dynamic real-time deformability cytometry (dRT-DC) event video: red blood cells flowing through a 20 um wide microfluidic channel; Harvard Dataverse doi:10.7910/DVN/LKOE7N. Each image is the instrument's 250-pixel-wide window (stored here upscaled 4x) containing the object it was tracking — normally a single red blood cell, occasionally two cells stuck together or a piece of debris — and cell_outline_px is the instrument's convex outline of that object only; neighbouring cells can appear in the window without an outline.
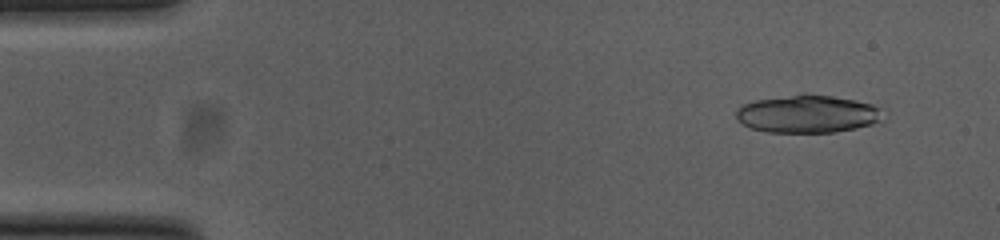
{"species": "common noctule bat (a hibernating species)", "species_latin": "Nyctalus noctula", "temperature_condition": "cold", "stored_images_in_passage": 10, "camera_frame_rate_fps": 3000, "um_per_image_px": 0.085, "animal": {"sex": "female", "body_mass_g": 23.0, "forearm_length_mm": 53.4}, "frame": {"image": 1, "passage_image": 4, "time_ms": 1.0, "image_size_px": [1000, 240], "cell_outline_px": [[888, 116], [884, 120], [872, 124], [856, 128], [832, 132], [768, 132], [752, 128], [736, 120], [736, 112], [744, 104], [756, 100], [792, 96], [832, 96], [872, 104], [880, 108]], "centroid_in_image_um": [68.72, 9.72], "position_along_channel_um": 16.3, "area_um2": 31.67}}